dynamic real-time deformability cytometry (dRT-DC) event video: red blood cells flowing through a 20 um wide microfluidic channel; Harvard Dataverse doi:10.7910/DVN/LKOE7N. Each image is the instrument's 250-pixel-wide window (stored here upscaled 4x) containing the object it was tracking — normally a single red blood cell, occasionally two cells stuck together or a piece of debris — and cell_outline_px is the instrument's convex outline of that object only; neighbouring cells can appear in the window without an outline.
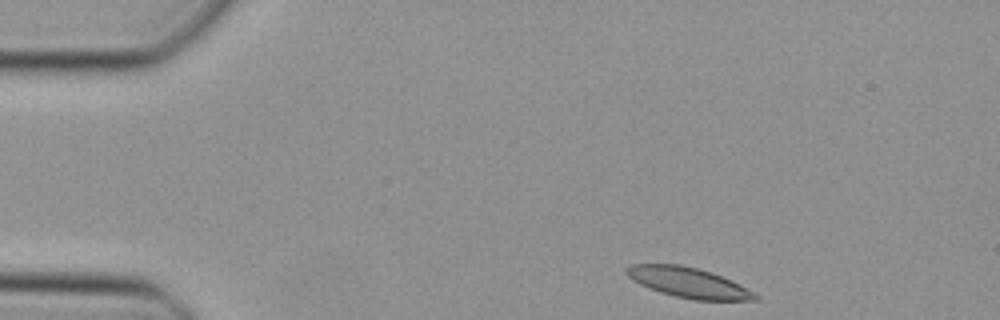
{"species": "Egyptian fruit bat (a non-hibernating species)", "species_latin": "Rousettus aegyptiacus", "temperature_condition": "cold", "stored_images_in_passage": 42, "camera_frame_rate_fps": 3000, "um_per_image_px": 0.085, "animal": {"sex": "female"}, "frame": {"image": 1, "passage_image": 1, "time_ms": 0.0, "image_size_px": [1000, 320], "cell_outline_px": [[760, 296], [756, 300], [692, 300], [660, 292], [648, 288], [632, 280], [624, 272], [624, 268], [632, 264], [680, 264], [696, 268], [732, 280], [740, 284]], "centroid_in_image_um": [58.48, 24.02], "position_along_channel_um": 26.5, "area_um2": 22.54}}
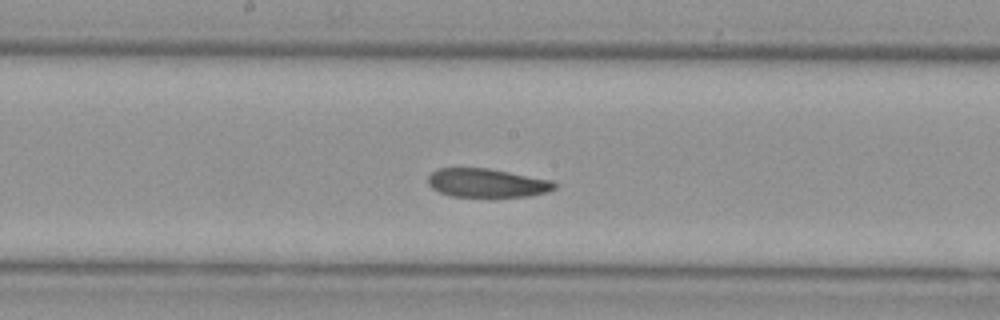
{"frame": {"image": 2, "passage_image": 19, "time_ms": 6.0, "image_size_px": [1000, 320], "cell_outline_px": [[556, 188], [548, 192], [528, 196], [452, 196], [440, 192], [432, 188], [428, 184], [428, 176], [436, 168], [488, 168], [552, 180], [556, 184]], "centroid_in_image_um": [41.39, 15.54], "position_along_channel_um": 206.8, "area_um2": 21.04}}
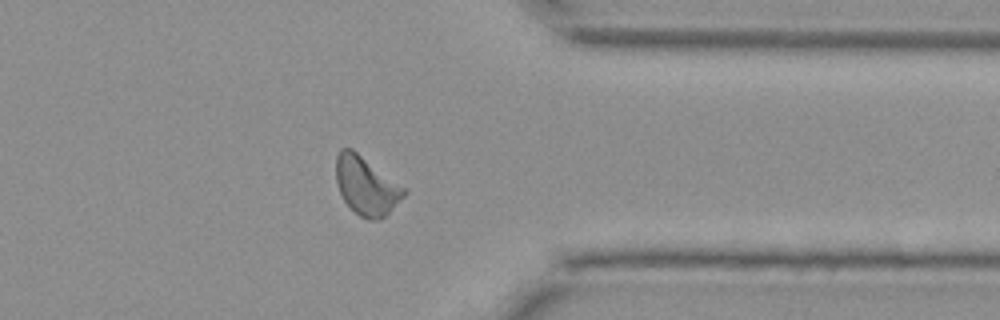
{"frame": {"image": 3, "passage_image": 32, "time_ms": 10.333, "image_size_px": [1000, 320], "cell_outline_px": [[408, 192], [380, 220], [368, 220], [360, 216], [344, 200], [340, 192], [336, 180], [336, 156], [340, 148], [352, 148], [404, 188]], "centroid_in_image_um": [31.1, 15.78], "position_along_channel_um": 380.3, "area_um2": 22.6}}